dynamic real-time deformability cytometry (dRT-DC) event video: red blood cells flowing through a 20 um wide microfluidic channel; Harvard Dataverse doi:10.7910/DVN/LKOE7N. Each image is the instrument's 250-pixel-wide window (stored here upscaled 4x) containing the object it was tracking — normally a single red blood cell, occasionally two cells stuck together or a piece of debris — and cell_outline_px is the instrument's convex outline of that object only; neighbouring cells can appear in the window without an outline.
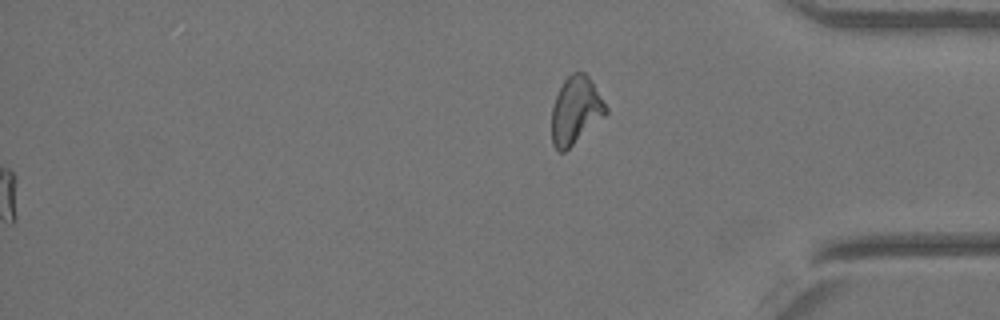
{"species": "Egyptian fruit bat (a non-hibernating species)", "species_latin": "Rousettus aegyptiacus", "temperature_condition": "warm", "stored_images_in_passage": 33, "segment_of_instrument_passage": [2, 2], "camera_frame_rate_fps": 3000, "um_per_image_px": 0.085, "animal": {"sex": "female"}, "frame": {"image": 1, "passage_image": 33, "time_ms": 10.667, "image_size_px": [1000, 320], "cell_outline_px": [[608, 112], [604, 116], [564, 152], [560, 152], [552, 144], [552, 108], [556, 96], [564, 80], [572, 72], [584, 72], [592, 80], [608, 108]], "centroid_in_image_um": [48.93, 9.36], "position_along_channel_um": 386.3, "area_um2": 21.04}}